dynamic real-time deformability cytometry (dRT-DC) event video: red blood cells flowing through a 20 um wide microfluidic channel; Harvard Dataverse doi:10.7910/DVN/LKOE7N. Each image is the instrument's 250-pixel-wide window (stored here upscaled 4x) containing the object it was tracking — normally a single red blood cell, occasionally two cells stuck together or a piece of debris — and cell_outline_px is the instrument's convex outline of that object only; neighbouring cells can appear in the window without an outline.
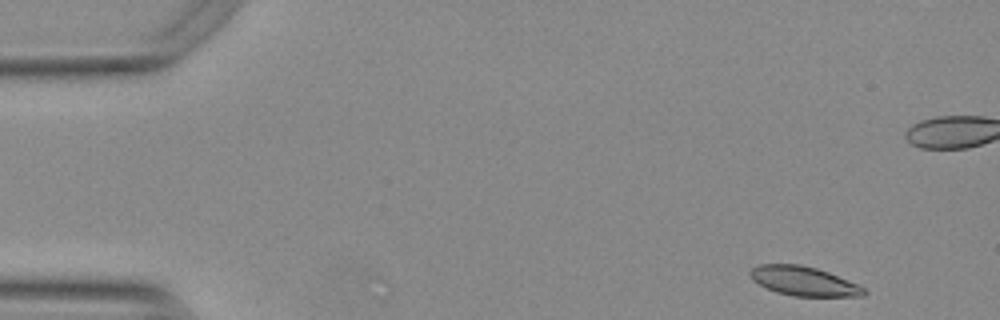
{"species": "Egyptian fruit bat (a non-hibernating species)", "species_latin": "Rousettus aegyptiacus", "temperature_condition": "warm", "stored_images_in_passage": 18, "camera_frame_rate_fps": 3000, "um_per_image_px": 0.085, "animal": {"sex": "female"}, "frame": {"image": 1, "passage_image": 3, "time_ms": 0.667, "image_size_px": [1000, 320], "cell_outline_px": [[868, 292], [864, 296], [792, 296], [776, 292], [752, 280], [748, 272], [752, 268], [760, 264], [800, 264], [816, 268], [828, 272], [856, 284], [864, 288]], "centroid_in_image_um": [68.3, 23.89], "position_along_channel_um": 16.7, "area_um2": 19.25}}
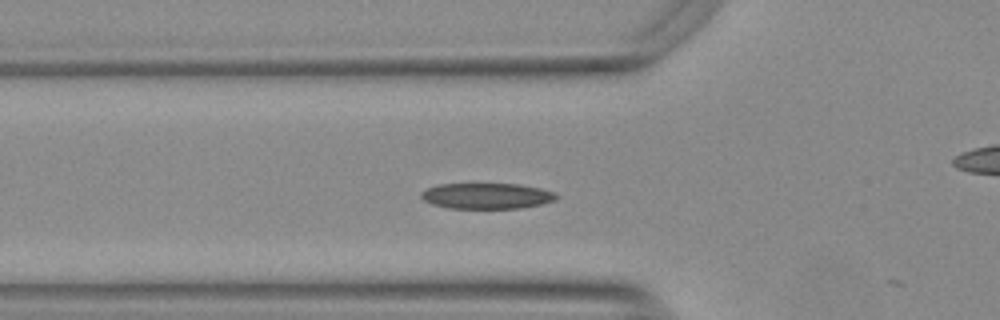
{"frame": {"image": 2, "passage_image": 17, "time_ms": 5.333, "image_size_px": [1000, 320], "cell_outline_px": [[560, 196], [556, 200], [540, 204], [520, 208], [448, 208], [432, 204], [424, 200], [420, 196], [420, 192], [436, 184], [520, 184], [540, 188], [556, 192]], "centroid_in_image_um": [41.39, 16.65], "position_along_channel_um": 84.4, "area_um2": 20.4}}